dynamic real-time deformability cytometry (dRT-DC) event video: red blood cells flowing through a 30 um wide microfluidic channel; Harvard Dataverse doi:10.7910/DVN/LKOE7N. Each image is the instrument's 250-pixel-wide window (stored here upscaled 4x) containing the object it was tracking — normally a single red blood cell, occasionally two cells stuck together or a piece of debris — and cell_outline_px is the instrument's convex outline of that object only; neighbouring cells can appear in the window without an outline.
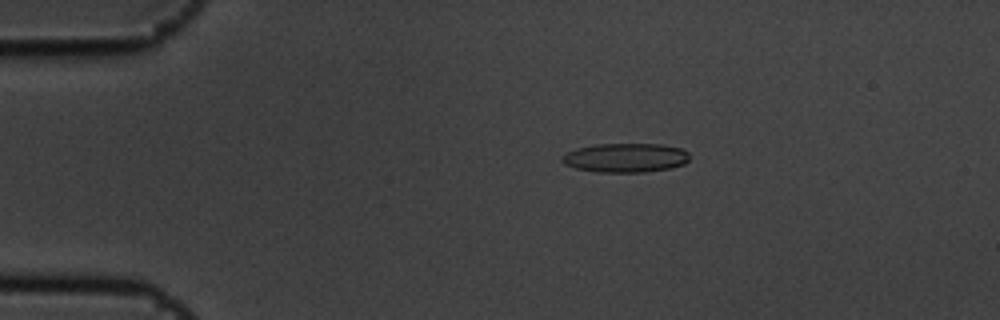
{"species": "common noctule bat (a hibernating species)", "species_latin": "Nyctalus noctula", "temperature_condition": "cold", "stored_images_in_passage": 7, "camera_frame_rate_fps": 3000, "um_per_image_px": 0.085, "animal": {"sex": "male", "body_mass_g": 19.5, "forearm_length_mm": 54.6}, "frame": {"image": 1, "passage_image": 4, "time_ms": 1.0, "image_size_px": [1000, 320], "cell_outline_px": [[688, 160], [684, 164], [672, 168], [644, 172], [596, 172], [576, 168], [564, 164], [560, 160], [560, 156], [576, 148], [596, 144], [660, 144], [680, 148], [688, 152]], "centroid_in_image_um": [53.14, 13.41], "position_along_channel_um": 31.9, "area_um2": 21.73}}
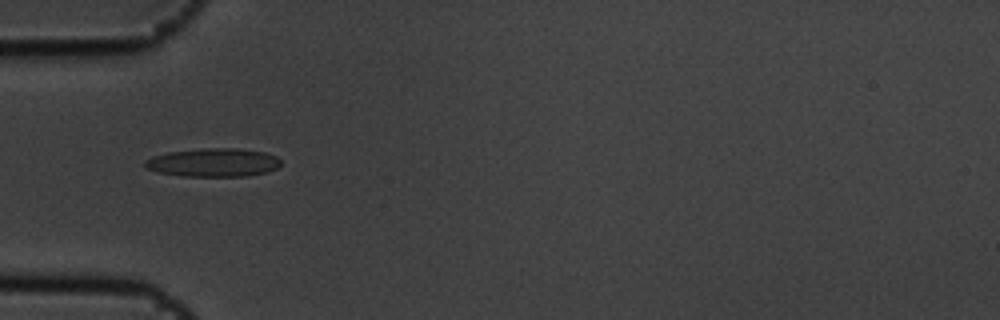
{"frame": {"image": 2, "passage_image": 6, "time_ms": 1.667, "image_size_px": [1000, 320], "cell_outline_px": [[280, 164], [276, 168], [268, 172], [244, 176], [184, 176], [160, 172], [148, 168], [144, 164], [144, 160], [152, 156], [168, 152], [204, 148], [240, 148], [264, 152], [276, 156], [280, 160]], "centroid_in_image_um": [18.15, 13.8], "position_along_channel_um": 66.9, "area_um2": 22.43}}
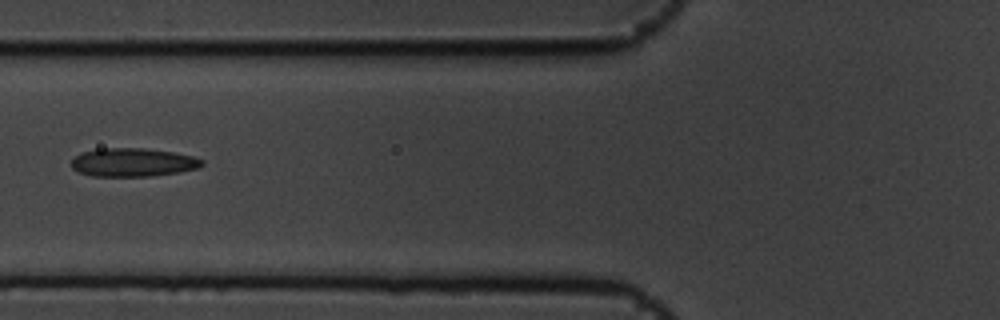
{"frame": {"image": 3, "passage_image": 7, "time_ms": 2.0, "image_size_px": [1000, 320], "cell_outline_px": [[204, 164], [200, 168], [180, 172], [148, 176], [92, 176], [80, 172], [72, 168], [72, 160], [80, 152], [96, 148], [144, 148], [172, 152], [192, 156], [204, 160]], "centroid_in_image_um": [11.31, 13.79], "position_along_channel_um": 114.5, "area_um2": 21.73}}